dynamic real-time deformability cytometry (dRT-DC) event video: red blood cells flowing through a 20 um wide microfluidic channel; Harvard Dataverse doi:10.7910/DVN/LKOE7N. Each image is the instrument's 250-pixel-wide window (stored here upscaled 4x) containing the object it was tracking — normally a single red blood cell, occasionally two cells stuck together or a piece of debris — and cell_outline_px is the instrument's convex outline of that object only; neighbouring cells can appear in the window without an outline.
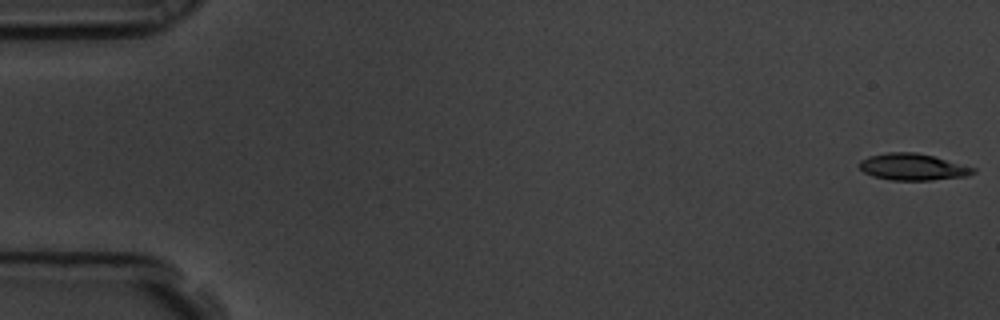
{"species": "common noctule bat (a hibernating species)", "species_latin": "Nyctalus noctula", "temperature_condition": "room temperature", "stored_images_in_passage": 58, "camera_frame_rate_fps": 3000, "um_per_image_px": 0.085, "animal": {"sex": "male", "body_mass_g": 19.5, "forearm_length_mm": 54.6}, "frame": {"image": 1, "passage_image": 1, "time_ms": 0.0, "image_size_px": [1000, 320], "cell_outline_px": [[976, 172], [968, 176], [932, 180], [892, 180], [872, 176], [864, 172], [860, 168], [860, 160], [868, 156], [888, 152], [916, 152], [932, 156], [976, 168]], "centroid_in_image_um": [77.58, 14.19], "position_along_channel_um": 7.4, "area_um2": 17.63}}
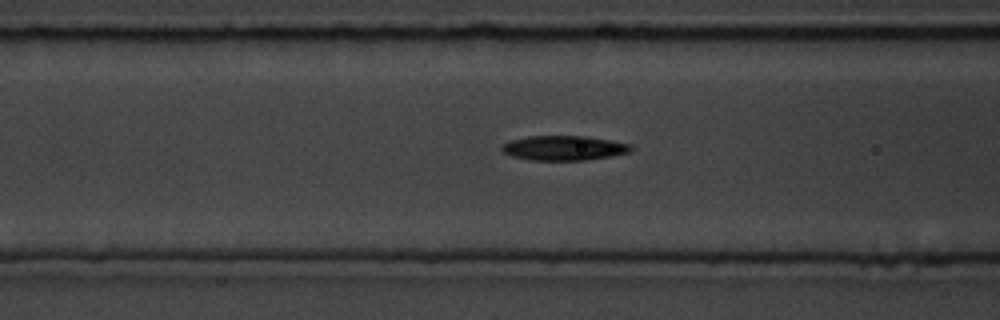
{"frame": {"image": 2, "passage_image": 23, "time_ms": 7.333, "image_size_px": [1000, 320], "cell_outline_px": [[632, 152], [612, 156], [584, 160], [528, 160], [512, 156], [504, 152], [500, 148], [504, 144], [512, 140], [528, 136], [584, 136], [632, 144]], "centroid_in_image_um": [47.96, 12.58], "position_along_channel_um": 118.6, "area_um2": 18.5}}
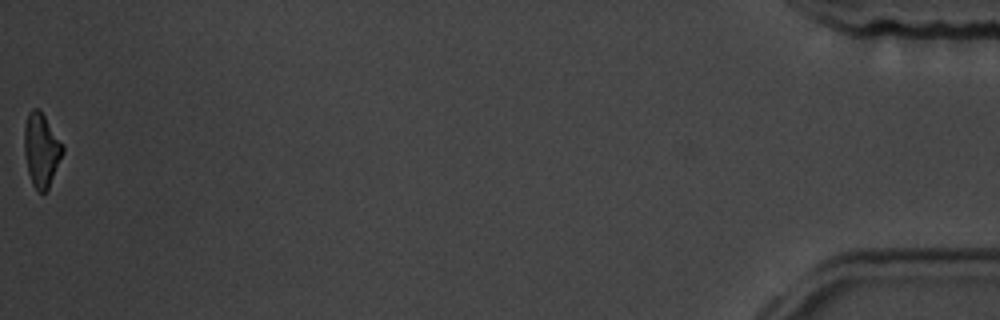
{"frame": {"image": 3, "passage_image": 58, "time_ms": 19.0, "image_size_px": [1000, 320], "cell_outline_px": [[64, 152], [48, 188], [44, 192], [40, 192], [32, 184], [28, 172], [24, 152], [24, 128], [28, 112], [32, 108], [40, 108], [64, 144]], "centroid_in_image_um": [3.52, 12.68], "position_along_channel_um": 431.7, "area_um2": 16.65}, "authors_computed_cell_mechanics": {"area_um2": 17.8313, "velocity_mm_per_s": 3.5438, "shape_relaxation_time_tau1_ms": 2.8444, "shape_relaxation_time_tau2_ms": null, "deformation_change_tau1": 0.1102, "deformation_change_tau2": null}}